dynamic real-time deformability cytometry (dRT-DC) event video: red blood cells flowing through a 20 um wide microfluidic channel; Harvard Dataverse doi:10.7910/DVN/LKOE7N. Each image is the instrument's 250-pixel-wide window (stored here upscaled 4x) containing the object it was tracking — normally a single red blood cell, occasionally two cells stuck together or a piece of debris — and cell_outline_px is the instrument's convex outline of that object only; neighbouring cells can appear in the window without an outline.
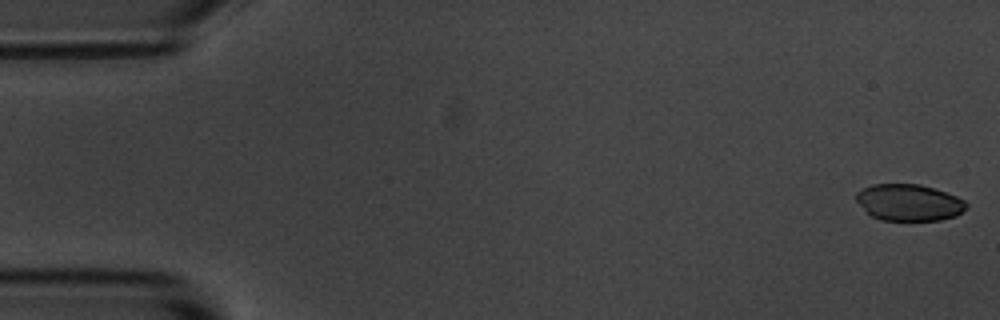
{"species": "common noctule bat (a hibernating species)", "species_latin": "Nyctalus noctula", "temperature_condition": "room temperature", "stored_images_in_passage": 55, "camera_frame_rate_fps": 3000, "um_per_image_px": 0.085, "animal": {"sex": "male", "body_mass_g": 20.1, "forearm_length_mm": 53.5}, "frame": {"image": 1, "passage_image": 1, "time_ms": 0.0, "image_size_px": [1000, 320], "cell_outline_px": [[968, 208], [956, 216], [940, 220], [880, 220], [872, 216], [856, 200], [856, 192], [872, 184], [920, 184], [956, 196], [964, 200], [968, 204]], "centroid_in_image_um": [77.28, 17.21], "position_along_channel_um": 7.7, "area_um2": 23.35}}
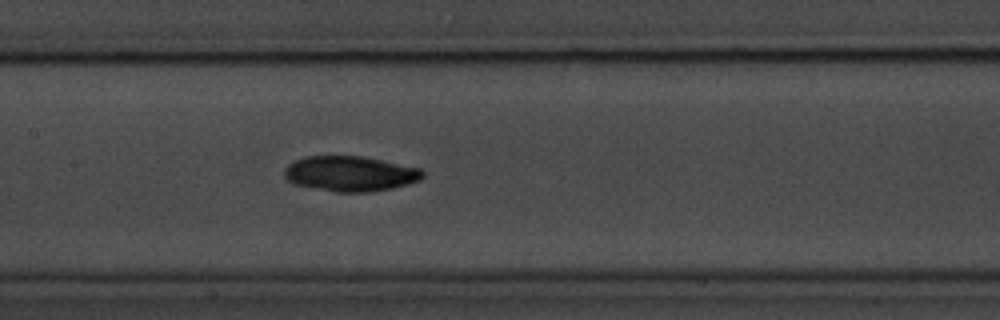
{"frame": {"image": 2, "passage_image": 26, "time_ms": 8.333, "image_size_px": [1000, 320], "cell_outline_px": [[424, 176], [420, 180], [408, 184], [392, 188], [372, 192], [336, 192], [292, 184], [284, 176], [284, 168], [292, 160], [304, 156], [364, 156], [420, 168], [424, 172]], "centroid_in_image_um": [29.74, 14.76], "position_along_channel_um": 177.7, "area_um2": 28.73}}
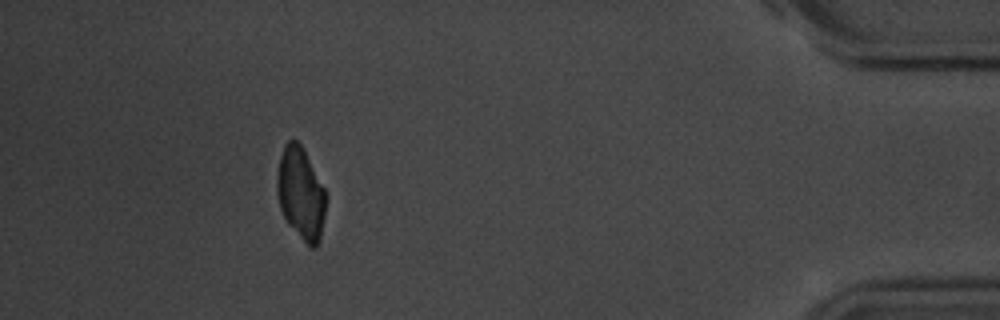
{"frame": {"image": 3, "passage_image": 50, "time_ms": 16.333, "image_size_px": [1000, 320], "cell_outline_px": [[324, 216], [320, 240], [316, 248], [308, 248], [288, 224], [280, 208], [276, 192], [276, 176], [280, 156], [284, 144], [288, 140], [296, 140], [304, 148], [324, 188]], "centroid_in_image_um": [25.54, 16.46], "position_along_channel_um": 409.7, "area_um2": 26.41}, "authors_computed_cell_mechanics": {"area_um2": 27.0504, "velocity_mm_per_s": 3.619, "shape_relaxation_time_tau1_ms": 4.5061, "shape_relaxation_time_tau2_ms": null, "deformation_change_tau1": 0.0776, "deformation_change_tau2": null}}